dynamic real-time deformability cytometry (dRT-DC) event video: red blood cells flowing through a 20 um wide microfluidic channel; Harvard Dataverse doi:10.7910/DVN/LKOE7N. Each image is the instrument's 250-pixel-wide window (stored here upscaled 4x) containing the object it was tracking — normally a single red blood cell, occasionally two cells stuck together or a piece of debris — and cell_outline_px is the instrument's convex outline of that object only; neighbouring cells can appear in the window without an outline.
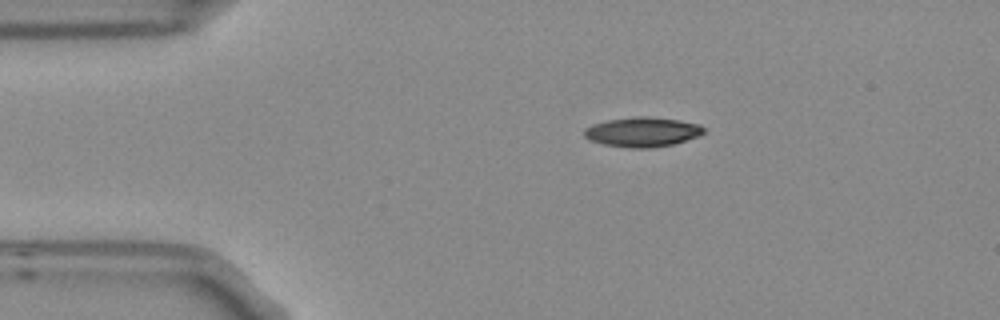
{"species": "Egyptian fruit bat (a non-hibernating species)", "species_latin": "Rousettus aegyptiacus", "temperature_condition": "room temperature", "stored_images_in_passage": 3, "camera_frame_rate_fps": 3000, "um_per_image_px": 0.085, "frame": {"image": 1, "passage_image": 1, "time_ms": 0.0, "image_size_px": [1000, 320], "cell_outline_px": [[704, 132], [696, 136], [672, 144], [648, 148], [628, 148], [604, 144], [588, 140], [584, 136], [584, 128], [592, 124], [608, 120], [636, 116], [648, 116], [680, 120], [700, 124], [704, 128]], "centroid_in_image_um": [54.56, 11.21], "position_along_channel_um": 30.4, "area_um2": 20.58}}